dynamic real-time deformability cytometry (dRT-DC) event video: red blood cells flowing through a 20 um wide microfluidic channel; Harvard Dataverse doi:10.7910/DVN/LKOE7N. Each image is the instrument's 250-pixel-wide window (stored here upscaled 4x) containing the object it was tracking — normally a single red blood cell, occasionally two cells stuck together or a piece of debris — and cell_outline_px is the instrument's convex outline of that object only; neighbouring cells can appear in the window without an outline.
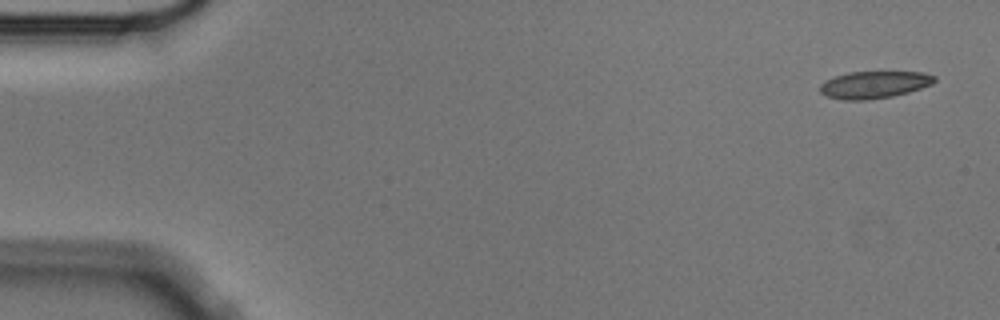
{"species": "Egyptian fruit bat (a non-hibernating species)", "species_latin": "Rousettus aegyptiacus", "temperature_condition": "cold", "stored_images_in_passage": 6, "segment_of_instrument_passage": [1, 2], "camera_frame_rate_fps": 3000, "um_per_image_px": 0.085, "animal": {"sex": "male"}, "frame": {"image": 1, "passage_image": 1, "time_ms": 0.0, "image_size_px": [1000, 320], "cell_outline_px": [[936, 80], [932, 84], [908, 92], [892, 96], [864, 100], [844, 100], [828, 96], [820, 92], [820, 84], [824, 80], [848, 72], [920, 72], [936, 76]], "centroid_in_image_um": [74.29, 7.19], "position_along_channel_um": 10.7, "area_um2": 17.98}}
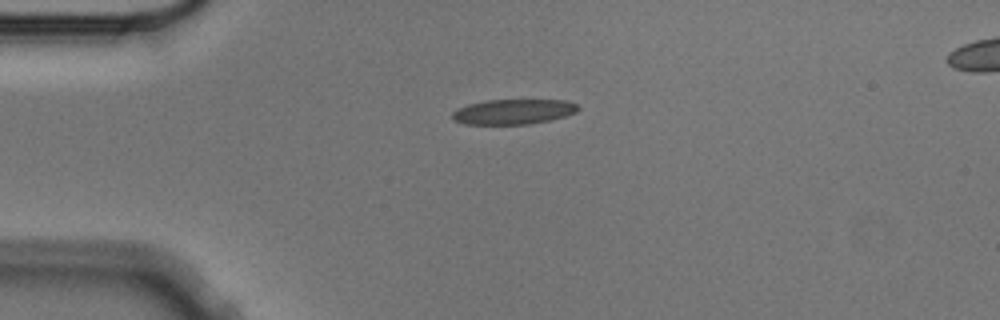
{"frame": {"image": 2, "passage_image": 4, "time_ms": 1.0, "image_size_px": [1000, 320], "cell_outline_px": [[580, 108], [576, 112], [564, 116], [548, 120], [528, 124], [464, 124], [452, 120], [452, 112], [456, 108], [468, 104], [484, 100], [564, 100], [576, 104]], "centroid_in_image_um": [43.57, 9.49], "position_along_channel_um": 41.4, "area_um2": 18.38}}